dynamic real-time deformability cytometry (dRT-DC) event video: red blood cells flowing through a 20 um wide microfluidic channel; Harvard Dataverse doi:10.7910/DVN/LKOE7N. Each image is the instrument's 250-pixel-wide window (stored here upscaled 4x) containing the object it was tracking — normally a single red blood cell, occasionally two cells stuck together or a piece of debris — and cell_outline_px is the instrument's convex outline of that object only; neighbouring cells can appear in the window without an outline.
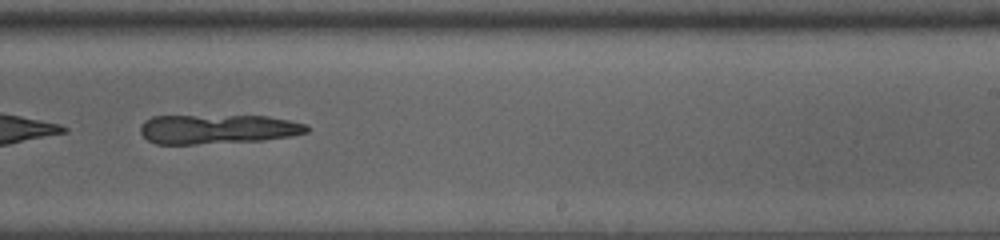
{"species": "common noctule bat (a hibernating species)", "species_latin": "Nyctalus noctula", "temperature_condition": "room temperature", "stored_images_in_passage": 36, "camera_frame_rate_fps": 3000, "um_per_image_px": 0.085, "animal": {"sex": "male", "body_mass_g": 13.0, "forearm_length_mm": 53.1}, "frame": {"image": 1, "passage_image": 21, "time_ms": 6.667, "image_size_px": [1000, 240], "cell_outline_px": [[308, 132], [292, 136], [264, 140], [196, 144], [156, 144], [148, 140], [140, 132], [140, 124], [144, 120], [152, 116], [268, 116], [308, 124]], "centroid_in_image_um": [18.49, 10.97], "position_along_channel_um": 270.5, "area_um2": 28.61}}